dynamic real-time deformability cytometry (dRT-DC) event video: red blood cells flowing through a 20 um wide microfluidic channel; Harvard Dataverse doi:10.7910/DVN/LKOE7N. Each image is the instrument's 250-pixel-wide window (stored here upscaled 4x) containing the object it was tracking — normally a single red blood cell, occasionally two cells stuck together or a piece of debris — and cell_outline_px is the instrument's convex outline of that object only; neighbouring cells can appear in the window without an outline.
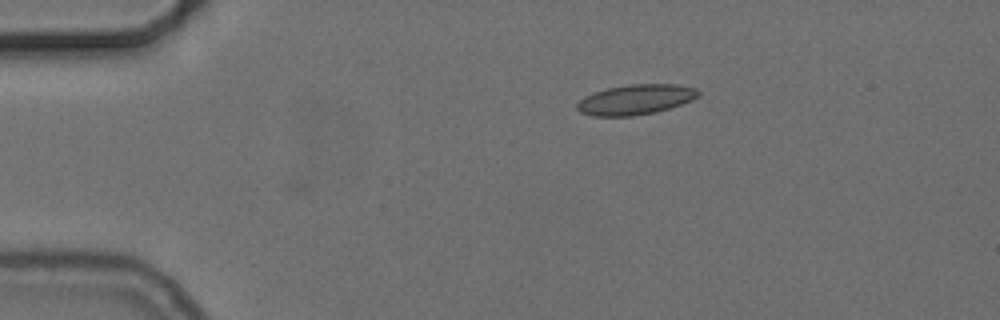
{"species": "common noctule bat (a hibernating species)", "species_latin": "Nyctalus noctula", "temperature_condition": "cold", "stored_images_in_passage": 4, "camera_frame_rate_fps": 3000, "um_per_image_px": 0.085, "animal": {"sex": "female", "body_mass_g": 24.6, "forearm_length_mm": 56.2}, "frame": {"image": 1, "passage_image": 4, "time_ms": 1.0, "image_size_px": [1000, 320], "cell_outline_px": [[700, 96], [692, 100], [656, 112], [632, 116], [592, 116], [580, 112], [576, 108], [576, 104], [580, 100], [596, 92], [608, 88], [628, 84], [676, 84], [696, 88], [700, 92]], "centroid_in_image_um": [54.05, 8.46], "position_along_channel_um": 30.9, "area_um2": 21.15}}